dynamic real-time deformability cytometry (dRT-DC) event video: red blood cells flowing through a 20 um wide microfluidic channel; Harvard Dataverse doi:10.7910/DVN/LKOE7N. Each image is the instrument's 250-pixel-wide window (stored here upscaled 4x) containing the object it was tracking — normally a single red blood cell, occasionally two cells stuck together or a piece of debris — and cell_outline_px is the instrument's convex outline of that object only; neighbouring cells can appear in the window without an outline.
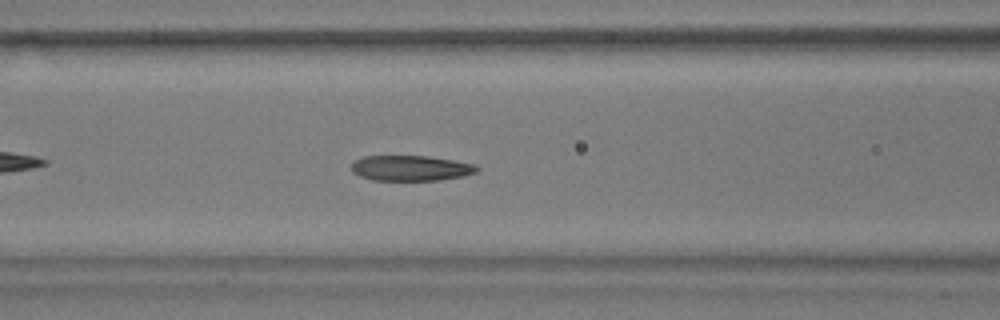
{"species": "common noctule bat (a hibernating species)", "species_latin": "Nyctalus noctula", "temperature_condition": "warm", "stored_images_in_passage": 55, "camera_frame_rate_fps": 3000, "um_per_image_px": 0.085, "animal": {"sex": "male", "body_mass_g": 17.9}, "frame": {"image": 1, "passage_image": 21, "time_ms": 6.667, "image_size_px": [1000, 320], "cell_outline_px": [[480, 168], [476, 172], [464, 176], [440, 180], [372, 180], [360, 176], [352, 172], [352, 164], [356, 160], [364, 156], [428, 156], [476, 164]], "centroid_in_image_um": [34.94, 14.29], "position_along_channel_um": 131.7, "area_um2": 18.55}}
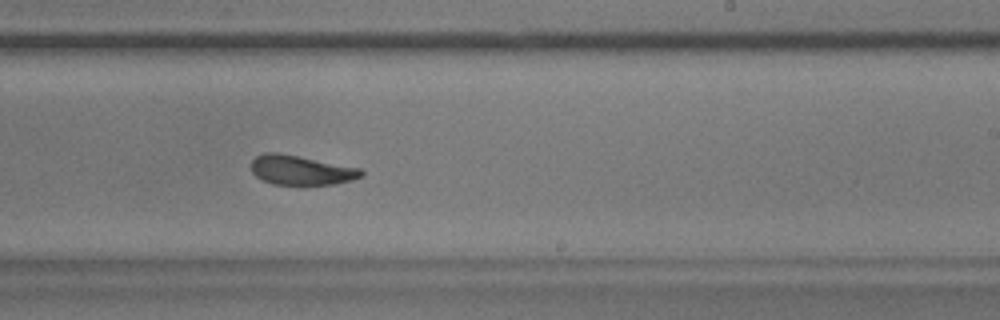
{"frame": {"image": 2, "passage_image": 32, "time_ms": 10.333, "image_size_px": [1000, 320], "cell_outline_px": [[364, 176], [352, 180], [336, 184], [272, 184], [256, 176], [252, 172], [252, 160], [256, 156], [264, 152], [280, 152], [360, 168], [364, 172]], "centroid_in_image_um": [25.61, 14.45], "position_along_channel_um": 263.4, "area_um2": 18.96}}
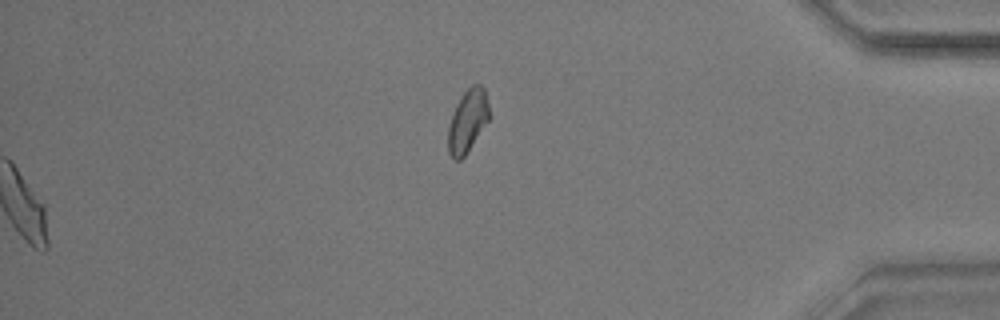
{"frame": {"image": 3, "passage_image": 55, "time_ms": 18.0, "image_size_px": [1000, 320], "cell_outline_px": [[488, 120], [464, 156], [460, 160], [456, 160], [448, 152], [448, 128], [456, 104], [464, 92], [472, 84], [480, 84], [484, 88], [488, 104]], "centroid_in_image_um": [39.73, 10.26], "position_along_channel_um": 395.5, "area_um2": 14.57}, "authors_computed_cell_mechanics": {"area_um2": 19.652, "velocity_mm_per_s": 3.6001, "shape_relaxation_time_tau1_ms": 8.5327, "shape_relaxation_time_tau2_ms": 2.716, "deformation_change_tau1": 0.2496, "deformation_change_tau2": 0.1124}}